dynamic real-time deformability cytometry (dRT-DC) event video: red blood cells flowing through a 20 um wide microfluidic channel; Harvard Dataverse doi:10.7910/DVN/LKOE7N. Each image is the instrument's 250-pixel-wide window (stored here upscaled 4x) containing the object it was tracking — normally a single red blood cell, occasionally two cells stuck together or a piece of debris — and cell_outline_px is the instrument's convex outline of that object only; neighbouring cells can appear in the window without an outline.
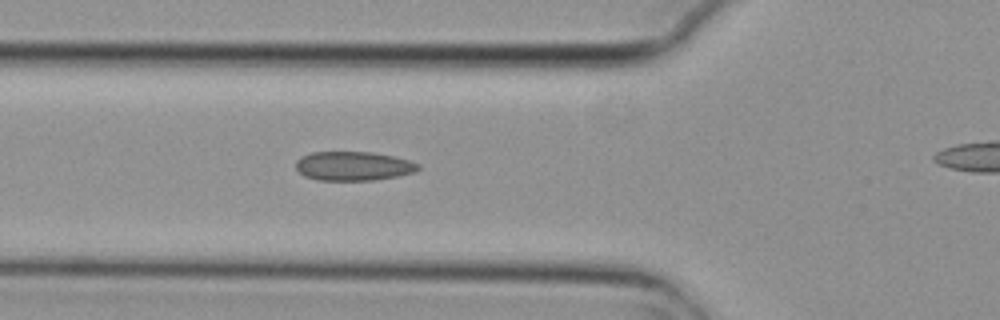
{"species": "common noctule bat (a hibernating species)", "species_latin": "Nyctalus noctula", "temperature_condition": "cold", "stored_images_in_passage": 5, "segment_of_instrument_passage": [1, 2], "camera_frame_rate_fps": 3000, "um_per_image_px": 0.085, "animal": {"sex": "female", "body_mass_g": 29.2, "forearm_length_mm": 56.3}, "frame": {"image": 1, "passage_image": 4, "time_ms": 1.0, "image_size_px": [1000, 320], "cell_outline_px": [[420, 168], [416, 172], [376, 180], [316, 180], [304, 176], [296, 168], [296, 160], [300, 156], [312, 152], [372, 152], [392, 156], [408, 160], [420, 164]], "centroid_in_image_um": [30.02, 14.11], "position_along_channel_um": 95.8, "area_um2": 20.81}}